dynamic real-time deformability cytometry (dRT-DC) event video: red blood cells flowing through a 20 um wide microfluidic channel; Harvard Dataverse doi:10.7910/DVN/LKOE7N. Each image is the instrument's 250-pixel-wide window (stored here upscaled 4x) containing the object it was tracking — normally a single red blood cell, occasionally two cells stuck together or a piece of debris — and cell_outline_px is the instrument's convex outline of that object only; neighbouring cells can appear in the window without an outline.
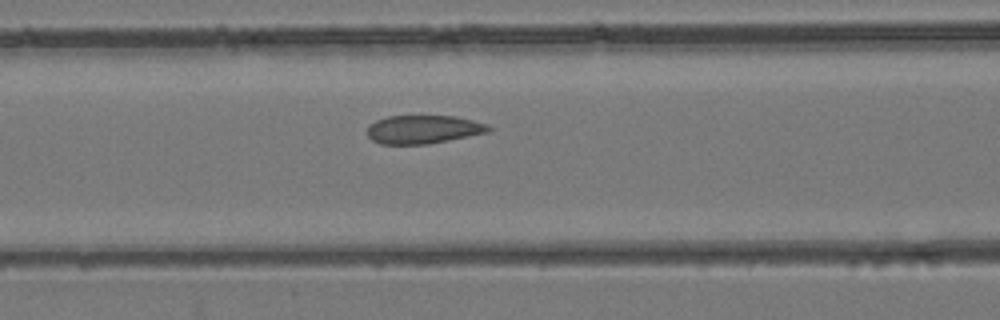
{"species": "common noctule bat (a hibernating species)", "species_latin": "Nyctalus noctula", "temperature_condition": "room temperature", "stored_images_in_passage": 43, "camera_frame_rate_fps": 3000, "um_per_image_px": 0.085, "animal": {"sex": "female", "body_mass_g": 24.6, "forearm_length_mm": 56.2}, "frame": {"image": 1, "passage_image": 17, "time_ms": 5.333, "image_size_px": [1000, 320], "cell_outline_px": [[492, 128], [488, 132], [428, 144], [380, 144], [372, 140], [368, 136], [368, 124], [376, 120], [388, 116], [456, 116], [488, 124]], "centroid_in_image_um": [35.96, 10.99], "position_along_channel_um": 130.6, "area_um2": 20.06}}
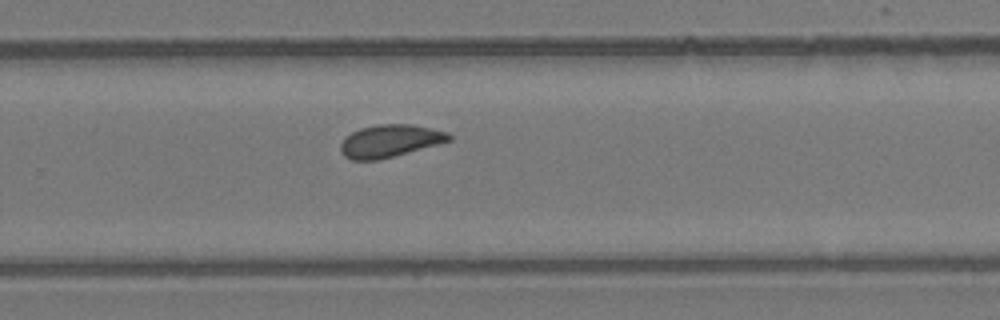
{"frame": {"image": 2, "passage_image": 28, "time_ms": 9.0, "image_size_px": [1000, 320], "cell_outline_px": [[452, 140], [380, 160], [352, 160], [344, 156], [340, 152], [340, 144], [344, 136], [360, 128], [376, 124], [412, 124], [432, 128], [448, 132], [452, 136]], "centroid_in_image_um": [33.12, 11.97], "position_along_channel_um": 296.7, "area_um2": 20.75}}
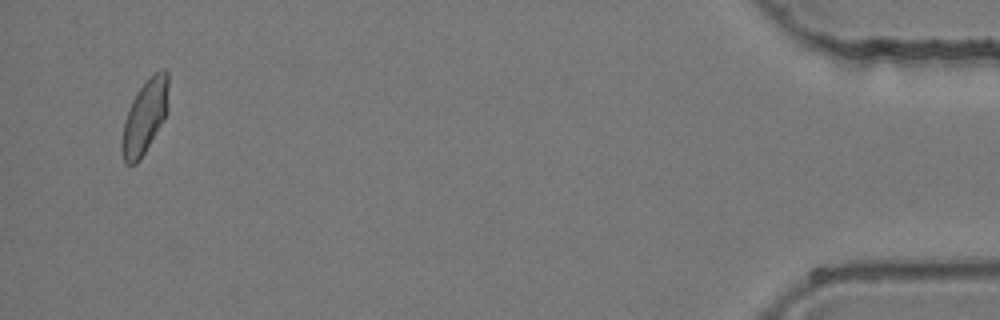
{"frame": {"image": 3, "passage_image": 42, "time_ms": 13.667, "image_size_px": [1000, 320], "cell_outline_px": [[168, 112], [164, 120], [140, 160], [136, 164], [124, 164], [120, 148], [120, 144], [124, 120], [132, 100], [136, 92], [148, 76], [160, 68], [164, 68], [168, 72]], "centroid_in_image_um": [12.31, 9.9], "position_along_channel_um": 422.9, "area_um2": 20.58}}